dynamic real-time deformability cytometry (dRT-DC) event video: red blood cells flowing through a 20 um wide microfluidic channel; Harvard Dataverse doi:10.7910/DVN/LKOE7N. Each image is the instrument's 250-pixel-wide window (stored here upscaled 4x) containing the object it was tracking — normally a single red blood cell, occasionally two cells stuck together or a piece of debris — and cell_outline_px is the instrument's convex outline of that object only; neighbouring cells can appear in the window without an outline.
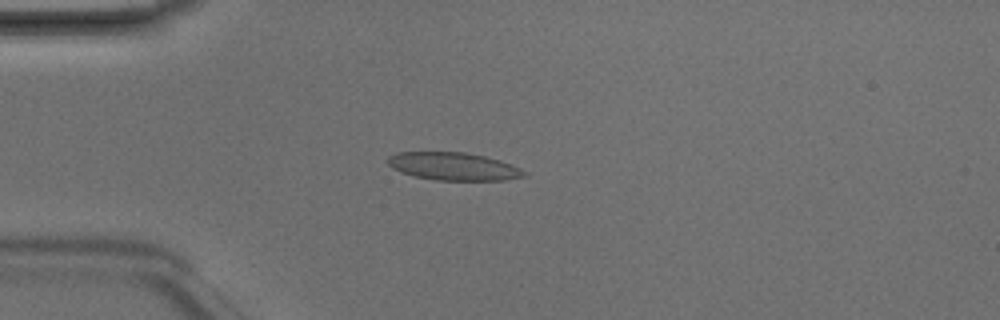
{"species": "Egyptian fruit bat (a non-hibernating species)", "species_latin": "Rousettus aegyptiacus", "temperature_condition": "room temperature", "stored_images_in_passage": 3, "camera_frame_rate_fps": 3000, "um_per_image_px": 0.085, "animal": {"sex": "male"}, "frame": {"image": 1, "passage_image": 2, "time_ms": 0.333, "image_size_px": [1000, 320], "cell_outline_px": [[528, 176], [504, 180], [436, 180], [412, 176], [400, 172], [392, 168], [388, 164], [388, 156], [396, 152], [464, 152], [484, 156], [500, 160], [512, 164], [528, 172]], "centroid_in_image_um": [38.56, 14.14], "position_along_channel_um": 46.4, "area_um2": 22.31}}